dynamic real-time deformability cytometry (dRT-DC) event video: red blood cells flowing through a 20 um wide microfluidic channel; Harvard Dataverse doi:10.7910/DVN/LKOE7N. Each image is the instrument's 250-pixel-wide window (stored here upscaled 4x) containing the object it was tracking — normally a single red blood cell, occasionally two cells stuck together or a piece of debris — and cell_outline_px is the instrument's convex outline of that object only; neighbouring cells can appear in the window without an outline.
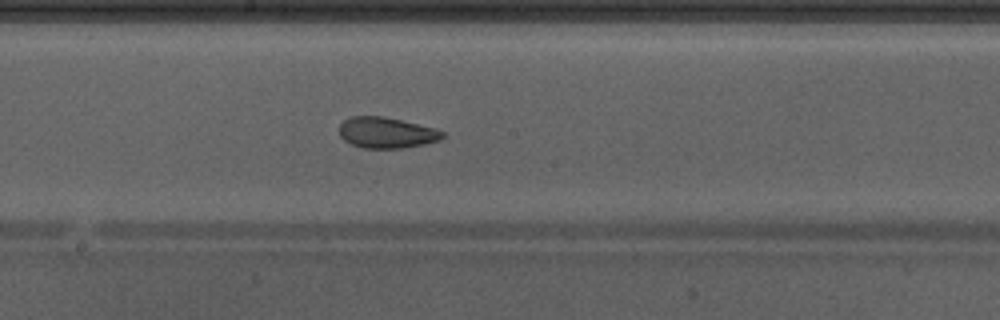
{"species": "Egyptian fruit bat (a non-hibernating species)", "species_latin": "Rousettus aegyptiacus", "temperature_condition": "warm", "stored_images_in_passage": 44, "camera_frame_rate_fps": 3000, "um_per_image_px": 0.085, "animal": {"sex": "male"}, "frame": {"image": 1, "passage_image": 26, "time_ms": 8.333, "image_size_px": [1000, 320], "cell_outline_px": [[444, 136], [440, 140], [424, 144], [404, 148], [364, 148], [352, 144], [344, 140], [340, 136], [340, 124], [344, 120], [352, 116], [380, 116], [400, 120], [436, 128], [444, 132]], "centroid_in_image_um": [32.86, 11.28], "position_along_channel_um": 215.3, "area_um2": 18.5}}